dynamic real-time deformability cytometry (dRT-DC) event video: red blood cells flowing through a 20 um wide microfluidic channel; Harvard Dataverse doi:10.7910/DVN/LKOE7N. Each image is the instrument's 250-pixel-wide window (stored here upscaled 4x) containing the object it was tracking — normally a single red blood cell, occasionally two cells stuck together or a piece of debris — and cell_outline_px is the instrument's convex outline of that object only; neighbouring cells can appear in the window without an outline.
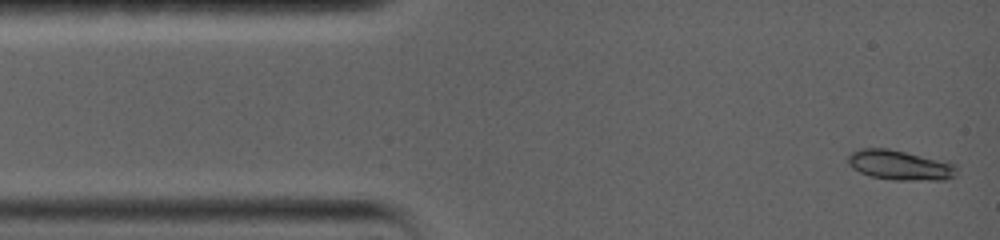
{"species": "common noctule bat (a hibernating species)", "species_latin": "Nyctalus noctula", "temperature_condition": "warm", "stored_images_in_passage": 46, "camera_frame_rate_fps": 5000, "um_per_image_px": 0.085, "animal": {"sex": "female", "body_mass_g": 19.0, "forearm_length_mm": 56.7}, "frame": {"image": 1, "passage_image": 1, "time_ms": 0.0, "image_size_px": [1000, 240], "cell_outline_px": [[956, 176], [944, 180], [892, 180], [872, 176], [860, 172], [852, 168], [848, 164], [848, 156], [852, 152], [860, 148], [888, 148], [956, 164]], "centroid_in_image_um": [76.47, 14.04], "position_along_channel_um": 8.5, "area_um2": 18.79}}
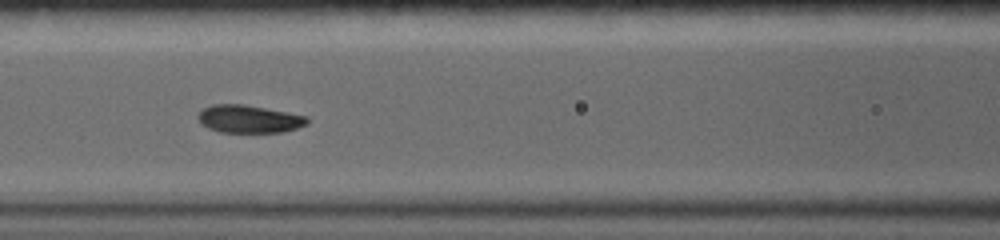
{"frame": {"image": 2, "passage_image": 21, "time_ms": 5.8, "image_size_px": [1000, 240], "cell_outline_px": [[308, 124], [284, 132], [220, 132], [208, 128], [200, 124], [196, 116], [204, 108], [212, 104], [244, 104], [288, 112], [308, 116]], "centroid_in_image_um": [21.15, 10.11], "position_along_channel_um": 145.4, "area_um2": 17.8}}
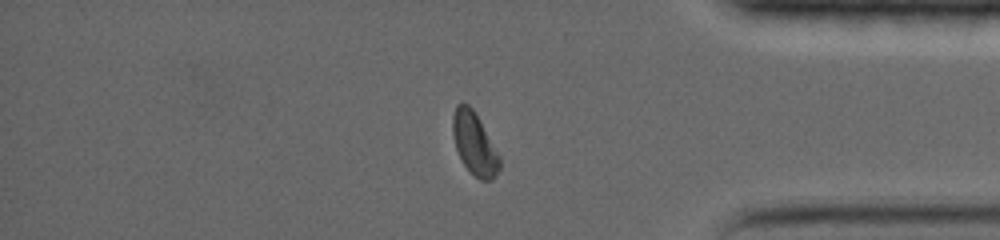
{"frame": {"image": 3, "passage_image": 40, "time_ms": 13.2, "image_size_px": [1000, 240], "cell_outline_px": [[500, 168], [496, 176], [492, 180], [480, 180], [464, 164], [456, 148], [452, 132], [452, 116], [456, 104], [468, 104], [472, 108], [500, 156]], "centroid_in_image_um": [40.32, 12.21], "position_along_channel_um": 394.9, "area_um2": 16.7}, "authors_computed_cell_mechanics": {"area_um2": 17.8602, "velocity_mm_per_s": 3.5987, "shape_relaxation_time_tau1_ms": 3.7989, "shape_relaxation_time_tau2_ms": 1.8244, "deformation_change_tau1": 0.1461, "deformation_change_tau2": 0.0372}}